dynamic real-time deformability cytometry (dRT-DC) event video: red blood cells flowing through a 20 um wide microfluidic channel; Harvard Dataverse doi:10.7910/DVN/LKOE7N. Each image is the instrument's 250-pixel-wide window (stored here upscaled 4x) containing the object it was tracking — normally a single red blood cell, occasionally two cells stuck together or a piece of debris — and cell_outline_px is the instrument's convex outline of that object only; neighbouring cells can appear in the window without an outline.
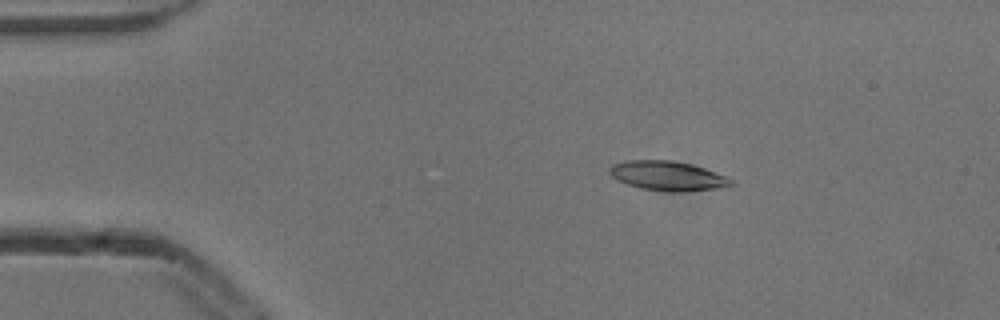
{"species": "common noctule bat (a hibernating species)", "species_latin": "Nyctalus noctula", "temperature_condition": "cold", "stored_images_in_passage": 5, "camera_frame_rate_fps": 3000, "um_per_image_px": 0.085, "animal": {"sex": "male", "body_mass_g": 13.3}, "frame": {"image": 1, "passage_image": 3, "time_ms": 0.667, "image_size_px": [1000, 320], "cell_outline_px": [[732, 188], [680, 192], [672, 192], [640, 188], [628, 184], [612, 176], [608, 172], [608, 168], [612, 164], [624, 160], [672, 160], [692, 164], [728, 176], [732, 180]], "centroid_in_image_um": [56.82, 14.95], "position_along_channel_um": 28.2, "area_um2": 21.27}}
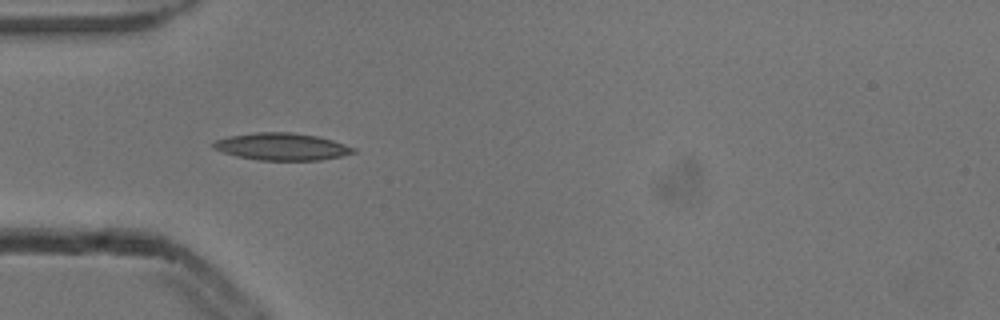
{"frame": {"image": 2, "passage_image": 5, "time_ms": 1.333, "image_size_px": [1000, 320], "cell_outline_px": [[356, 152], [340, 156], [320, 160], [256, 160], [236, 156], [212, 148], [212, 144], [216, 140], [228, 136], [256, 132], [288, 132], [316, 136], [332, 140], [356, 148]], "centroid_in_image_um": [23.93, 12.46], "position_along_channel_um": 61.1, "area_um2": 22.08}}